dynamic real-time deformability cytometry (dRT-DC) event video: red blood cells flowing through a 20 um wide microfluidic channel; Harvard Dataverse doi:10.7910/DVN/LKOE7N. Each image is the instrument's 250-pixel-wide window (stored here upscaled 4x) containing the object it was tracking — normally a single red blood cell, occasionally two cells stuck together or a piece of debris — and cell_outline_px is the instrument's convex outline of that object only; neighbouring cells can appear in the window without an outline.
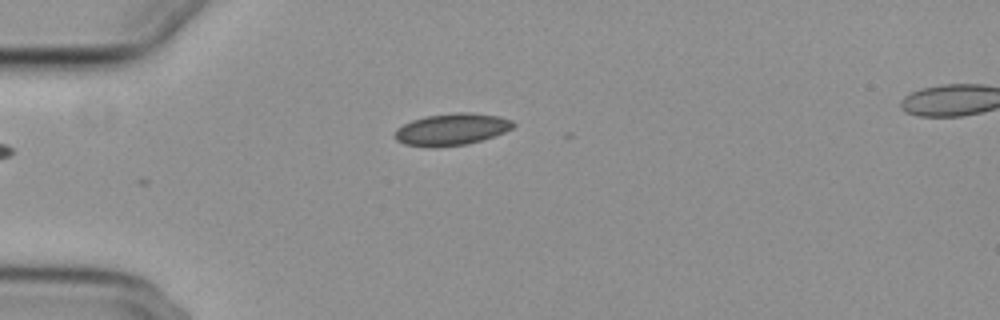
{"species": "common noctule bat (a hibernating species)", "species_latin": "Nyctalus noctula", "temperature_condition": "cold", "stored_images_in_passage": 33, "camera_frame_rate_fps": 3000, "um_per_image_px": 0.085, "animal": {"sex": "female", "body_mass_g": 29.2, "forearm_length_mm": 56.3}, "frame": {"image": 1, "passage_image": 1, "time_ms": 0.0, "image_size_px": [1000, 320], "cell_outline_px": [[516, 124], [512, 128], [504, 132], [480, 140], [464, 144], [404, 144], [396, 140], [396, 128], [412, 120], [424, 116], [456, 112], [468, 112], [500, 116], [512, 120]], "centroid_in_image_um": [38.44, 10.93], "position_along_channel_um": 46.6, "area_um2": 21.04}}
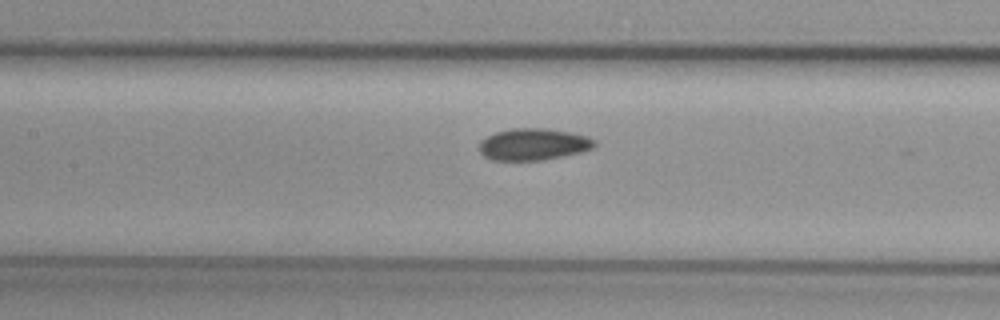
{"frame": {"image": 2, "passage_image": 12, "time_ms": 3.667, "image_size_px": [1000, 320], "cell_outline_px": [[596, 144], [592, 148], [580, 152], [544, 160], [492, 160], [484, 156], [480, 152], [480, 140], [496, 132], [512, 128], [544, 128], [572, 132], [588, 136], [596, 140]], "centroid_in_image_um": [45.35, 12.26], "position_along_channel_um": 162.0, "area_um2": 21.39}}
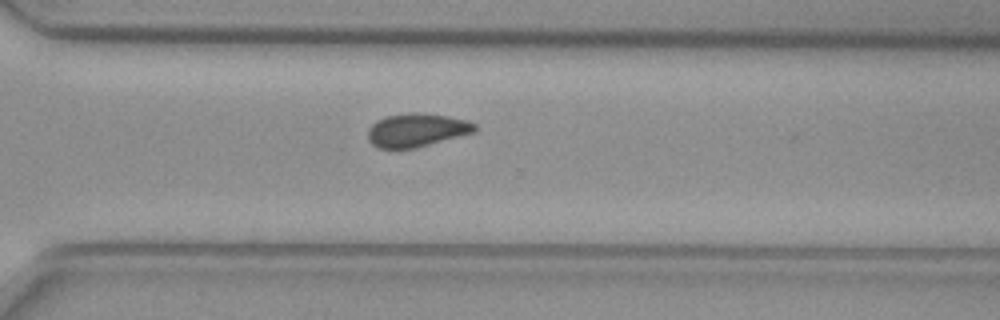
{"frame": {"image": 3, "passage_image": 26, "time_ms": 8.333, "image_size_px": [1000, 320], "cell_outline_px": [[476, 132], [416, 148], [376, 148], [368, 140], [368, 128], [376, 120], [388, 116], [408, 112], [424, 112], [448, 116], [468, 120], [476, 124]], "centroid_in_image_um": [35.43, 11.05], "position_along_channel_um": 335.2, "area_um2": 21.1}, "authors_computed_cell_mechanics": {"area_um2": 21.0392, "velocity_mm_per_s": 3.7171, "shape_relaxation_time_tau1_ms": 5.4459, "shape_relaxation_time_tau2_ms": 6.3597, "deformation_change_tau1": 0.0856, "deformation_change_tau2": 0.0804}}